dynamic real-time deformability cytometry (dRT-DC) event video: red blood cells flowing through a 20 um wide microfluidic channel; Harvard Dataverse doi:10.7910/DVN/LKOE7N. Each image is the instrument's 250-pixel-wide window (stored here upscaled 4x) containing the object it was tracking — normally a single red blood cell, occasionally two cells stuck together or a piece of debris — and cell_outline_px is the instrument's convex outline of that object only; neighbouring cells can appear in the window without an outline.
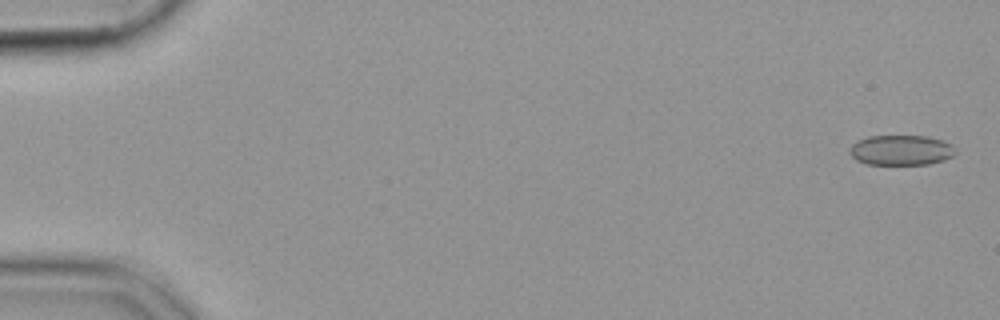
{"species": "common noctule bat (a hibernating species)", "species_latin": "Nyctalus noctula", "temperature_condition": "cold", "stored_images_in_passage": 56, "camera_frame_rate_fps": 3000, "um_per_image_px": 0.085, "animal": {"sex": "female", "body_mass_g": 19.9}, "frame": {"image": 1, "passage_image": 2, "time_ms": 0.333, "image_size_px": [1000, 320], "cell_outline_px": [[956, 152], [952, 156], [944, 160], [928, 164], [868, 164], [856, 160], [852, 156], [852, 144], [868, 136], [928, 136], [944, 140], [952, 144]], "centroid_in_image_um": [76.65, 12.76], "position_along_channel_um": 8.3, "area_um2": 18.44}}
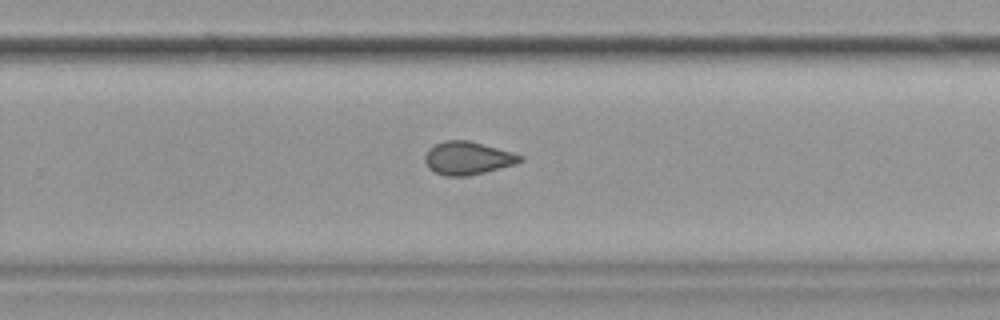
{"frame": {"image": 2, "passage_image": 37, "time_ms": 12.0, "image_size_px": [1000, 320], "cell_outline_px": [[524, 160], [516, 164], [484, 172], [464, 176], [448, 176], [436, 172], [428, 168], [424, 160], [424, 156], [428, 148], [444, 140], [468, 140], [512, 152], [524, 156]], "centroid_in_image_um": [39.75, 13.43], "position_along_channel_um": 290.1, "area_um2": 18.26}}
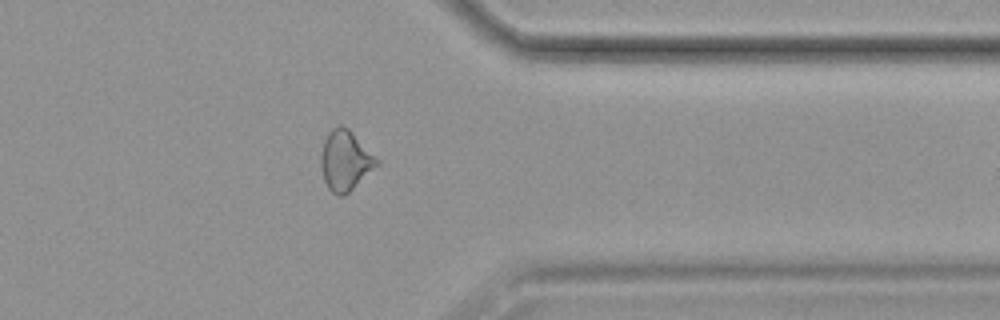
{"frame": {"image": 3, "passage_image": 45, "time_ms": 14.667, "image_size_px": [1000, 320], "cell_outline_px": [[380, 164], [344, 196], [340, 196], [332, 192], [328, 188], [324, 180], [320, 164], [320, 156], [324, 140], [328, 132], [332, 128], [340, 124], [348, 128], [380, 160]], "centroid_in_image_um": [29.35, 13.64], "position_along_channel_um": 382.0, "area_um2": 19.65}}